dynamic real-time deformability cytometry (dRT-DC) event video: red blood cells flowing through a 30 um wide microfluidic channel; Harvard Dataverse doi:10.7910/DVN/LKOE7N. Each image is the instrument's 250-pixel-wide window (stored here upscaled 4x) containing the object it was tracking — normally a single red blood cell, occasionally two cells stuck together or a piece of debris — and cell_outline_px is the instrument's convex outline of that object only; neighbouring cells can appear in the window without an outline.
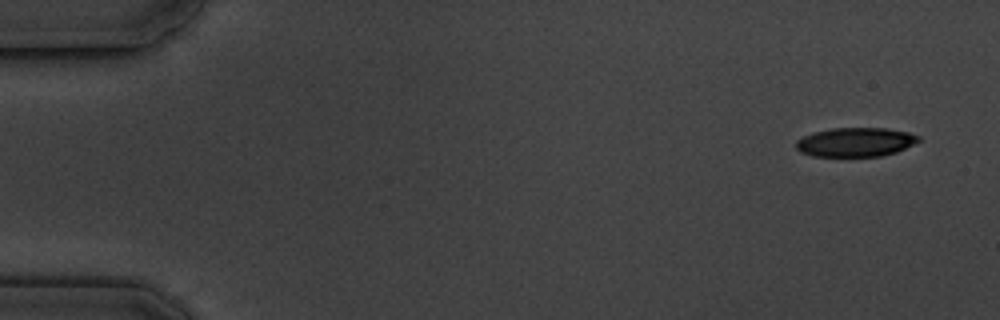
{"species": "common noctule bat (a hibernating species)", "species_latin": "Nyctalus noctula", "temperature_condition": "cold", "stored_images_in_passage": 4, "camera_frame_rate_fps": 3000, "um_per_image_px": 0.085, "animal": {"sex": "male", "body_mass_g": 19.5, "forearm_length_mm": 54.6}, "frame": {"image": 1, "passage_image": 1, "time_ms": 0.0, "image_size_px": [1000, 320], "cell_outline_px": [[920, 140], [896, 152], [880, 156], [812, 156], [800, 152], [796, 148], [796, 140], [812, 132], [832, 128], [888, 128], [908, 132], [920, 136]], "centroid_in_image_um": [72.69, 12.07], "position_along_channel_um": 12.3, "area_um2": 20.75}}